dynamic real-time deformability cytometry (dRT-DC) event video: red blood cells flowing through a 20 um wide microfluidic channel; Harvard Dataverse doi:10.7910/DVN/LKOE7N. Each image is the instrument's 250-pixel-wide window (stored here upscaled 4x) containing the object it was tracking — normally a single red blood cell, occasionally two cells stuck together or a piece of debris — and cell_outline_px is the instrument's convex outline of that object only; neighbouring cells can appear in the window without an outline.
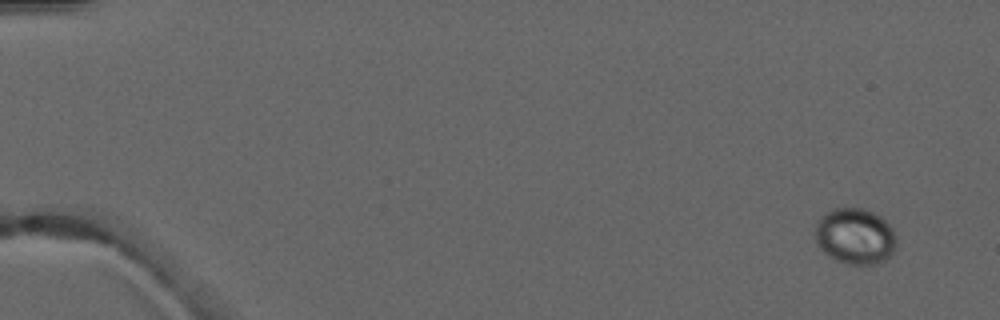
{"species": "common noctule bat (a hibernating species)", "species_latin": "Nyctalus noctula", "temperature_condition": "warm", "stored_images_in_passage": 5, "camera_frame_rate_fps": 3000, "um_per_image_px": 0.085, "animal": {"sex": "male", "forearm_length_mm": 52.5}, "frame": {"image": 1, "passage_image": 1, "time_ms": 0.0, "image_size_px": [1000, 320], "cell_outline_px": [[896, 248], [884, 260], [876, 264], [848, 264], [836, 260], [828, 256], [820, 248], [816, 240], [816, 220], [824, 212], [832, 208], [864, 208], [880, 216], [892, 228], [896, 236]], "centroid_in_image_um": [72.66, 20.06], "position_along_channel_um": 12.3, "area_um2": 26.65}}